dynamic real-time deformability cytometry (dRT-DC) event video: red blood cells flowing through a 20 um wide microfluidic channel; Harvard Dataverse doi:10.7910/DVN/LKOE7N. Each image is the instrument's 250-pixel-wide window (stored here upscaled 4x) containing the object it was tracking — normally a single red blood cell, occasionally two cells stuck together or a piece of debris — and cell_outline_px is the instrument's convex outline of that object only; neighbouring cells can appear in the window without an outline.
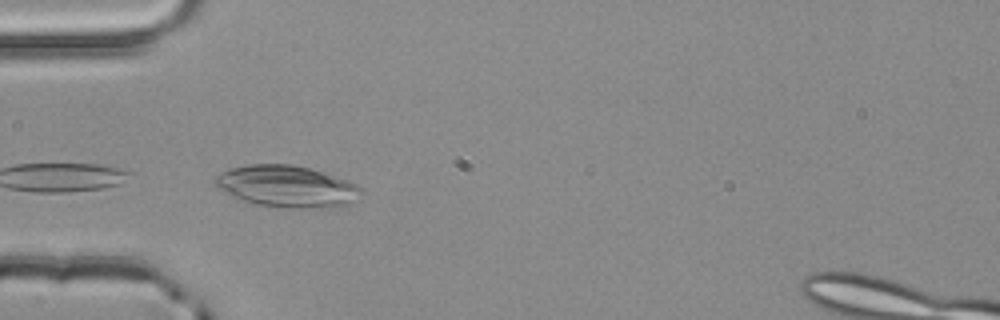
{"species": "common noctule bat (a hibernating species)", "species_latin": "Nyctalus noctula", "temperature_condition": "room temperature", "stored_images_in_passage": 3, "camera_frame_rate_fps": 3000, "um_per_image_px": 0.085, "animal": {"sex": "male", "body_mass_g": 20.4}, "frame": {"image": 1, "passage_image": 3, "time_ms": 0.667, "image_size_px": [1000, 320], "cell_outline_px": [[368, 192], [360, 200], [344, 208], [276, 208], [256, 204], [244, 200], [216, 188], [212, 184], [212, 180], [220, 172], [232, 168], [248, 164], [292, 164], [308, 168], [348, 180], [364, 188]], "centroid_in_image_um": [24.5, 15.88], "position_along_channel_um": 60.5, "area_um2": 36.53}}